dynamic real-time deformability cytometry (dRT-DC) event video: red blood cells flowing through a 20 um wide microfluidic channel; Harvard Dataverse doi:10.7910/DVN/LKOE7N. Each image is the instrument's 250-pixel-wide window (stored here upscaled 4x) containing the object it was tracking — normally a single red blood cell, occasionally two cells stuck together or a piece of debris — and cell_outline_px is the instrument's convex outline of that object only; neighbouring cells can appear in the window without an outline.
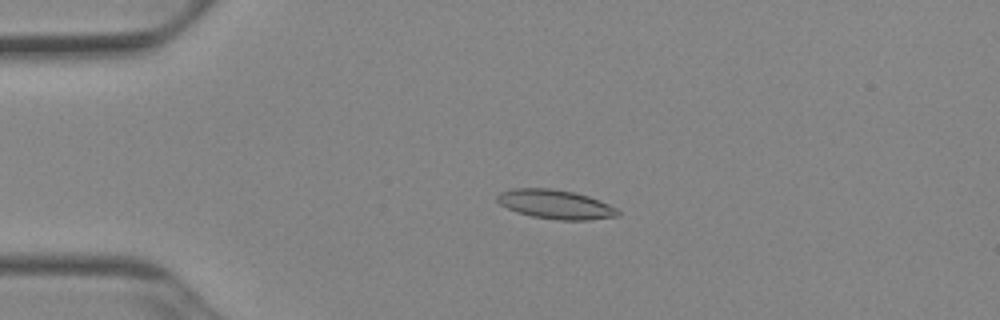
{"species": "Egyptian fruit bat (a non-hibernating species)", "species_latin": "Rousettus aegyptiacus", "temperature_condition": "cold", "stored_images_in_passage": 52, "camera_frame_rate_fps": 3000, "um_per_image_px": 0.085, "animal": {"sex": "female"}, "frame": {"image": 1, "passage_image": 12, "time_ms": 3.667, "image_size_px": [1000, 320], "cell_outline_px": [[620, 216], [588, 220], [560, 220], [532, 216], [516, 212], [500, 204], [496, 200], [496, 196], [500, 192], [512, 188], [552, 188], [572, 192], [588, 196], [608, 204], [616, 208], [620, 212]], "centroid_in_image_um": [47.2, 17.37], "position_along_channel_um": 37.8, "area_um2": 20.46}}
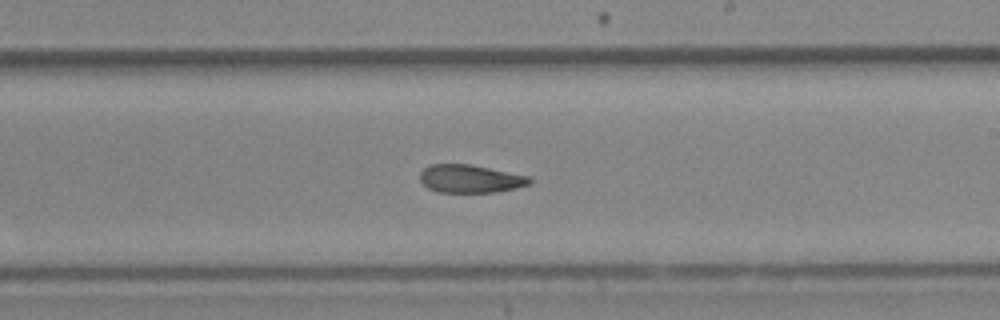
{"frame": {"image": 2, "passage_image": 31, "time_ms": 10.0, "image_size_px": [1000, 320], "cell_outline_px": [[532, 180], [528, 184], [516, 188], [496, 192], [436, 192], [428, 188], [420, 180], [420, 172], [428, 164], [472, 164], [528, 176]], "centroid_in_image_um": [39.94, 15.19], "position_along_channel_um": 249.1, "area_um2": 17.92}}
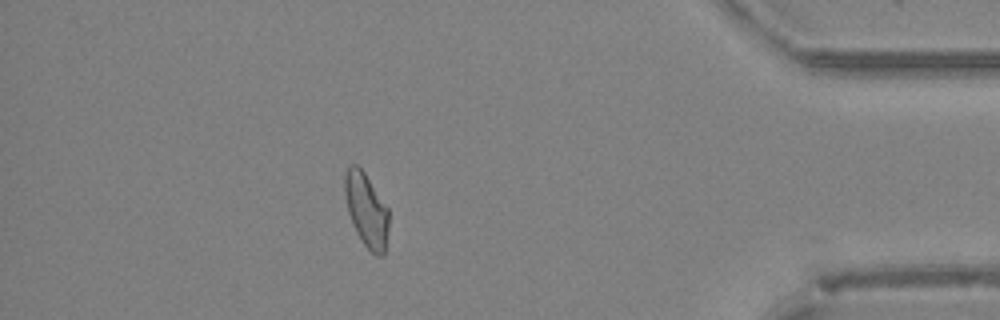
{"frame": {"image": 3, "passage_image": 46, "time_ms": 15.0, "image_size_px": [1000, 320], "cell_outline_px": [[388, 228], [384, 256], [376, 256], [364, 244], [356, 232], [352, 224], [348, 212], [344, 192], [344, 176], [348, 168], [352, 164], [356, 164], [364, 172], [388, 208]], "centroid_in_image_um": [31.13, 17.86], "position_along_channel_um": 404.1, "area_um2": 18.79}, "authors_computed_cell_mechanics": {"area_um2": 19.3052, "velocity_mm_per_s": 3.9199, "shape_relaxation_time_tau1_ms": 8.9286, "shape_relaxation_time_tau2_ms": 2.1838, "deformation_change_tau1": 0.1898, "deformation_change_tau2": 0.0838}}